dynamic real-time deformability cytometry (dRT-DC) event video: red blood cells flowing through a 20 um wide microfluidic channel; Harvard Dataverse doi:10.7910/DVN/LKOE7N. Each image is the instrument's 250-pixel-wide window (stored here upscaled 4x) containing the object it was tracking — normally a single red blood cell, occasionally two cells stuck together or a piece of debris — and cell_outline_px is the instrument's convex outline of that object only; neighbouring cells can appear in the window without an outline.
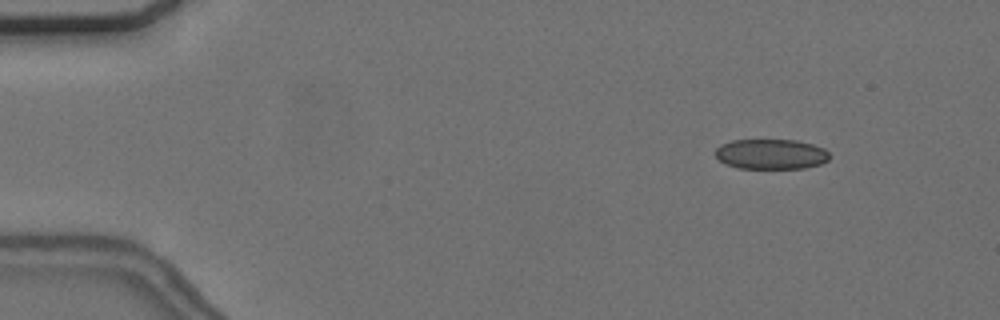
{"species": "common noctule bat (a hibernating species)", "species_latin": "Nyctalus noctula", "temperature_condition": "cold", "stored_images_in_passage": 17, "camera_frame_rate_fps": 3000, "um_per_image_px": 0.085, "animal": {"sex": "female", "body_mass_g": 24.6, "forearm_length_mm": 56.2}, "frame": {"image": 1, "passage_image": 7, "time_ms": 2.0, "image_size_px": [1000, 320], "cell_outline_px": [[832, 156], [828, 160], [820, 164], [804, 168], [740, 168], [724, 164], [716, 156], [716, 148], [720, 144], [732, 140], [796, 140], [812, 144], [824, 148]], "centroid_in_image_um": [65.55, 13.1], "position_along_channel_um": 19.5, "area_um2": 20.11}}